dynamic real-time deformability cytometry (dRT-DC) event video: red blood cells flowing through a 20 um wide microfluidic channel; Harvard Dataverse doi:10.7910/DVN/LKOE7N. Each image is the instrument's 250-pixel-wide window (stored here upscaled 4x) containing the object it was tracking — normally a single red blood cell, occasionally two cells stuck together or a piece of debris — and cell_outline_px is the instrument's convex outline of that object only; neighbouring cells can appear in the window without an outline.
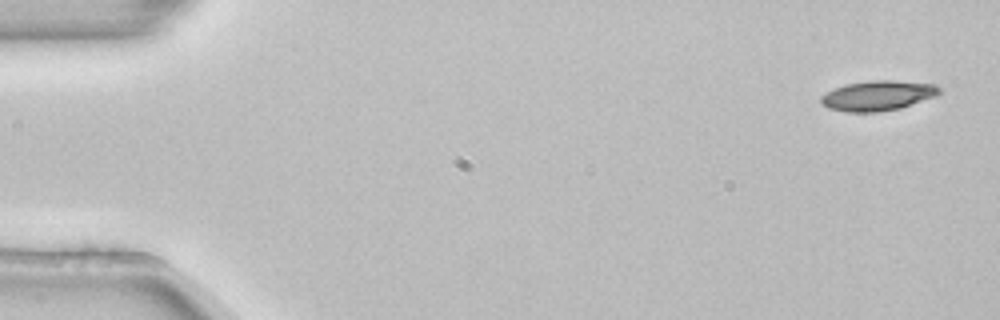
{"species": "common noctule bat (a hibernating species)", "species_latin": "Nyctalus noctula", "temperature_condition": "room temperature", "stored_images_in_passage": 4, "camera_frame_rate_fps": 3000, "um_per_image_px": 0.085, "animal": {"sex": "female", "body_mass_g": 22.7, "forearm_length_mm": 54.2}, "frame": {"image": 1, "passage_image": 1, "time_ms": 0.0, "image_size_px": [1000, 320], "cell_outline_px": [[940, 92], [936, 96], [900, 108], [880, 112], [848, 112], [828, 108], [820, 104], [820, 96], [836, 88], [848, 84], [872, 80], [892, 80], [936, 84], [940, 88]], "centroid_in_image_um": [74.62, 8.13], "position_along_channel_um": 10.4, "area_um2": 20.63}}
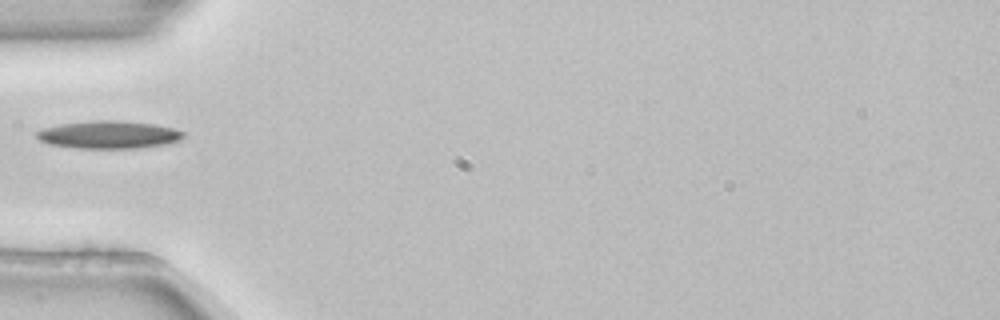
{"frame": {"image": 2, "passage_image": 4, "time_ms": 1.0, "image_size_px": [1000, 320], "cell_outline_px": [[184, 136], [180, 140], [168, 144], [140, 148], [76, 148], [48, 144], [40, 140], [36, 136], [36, 132], [44, 128], [60, 124], [92, 120], [116, 120], [156, 124], [176, 128], [184, 132]], "centroid_in_image_um": [9.28, 11.45], "position_along_channel_um": 75.7, "area_um2": 23.93}}